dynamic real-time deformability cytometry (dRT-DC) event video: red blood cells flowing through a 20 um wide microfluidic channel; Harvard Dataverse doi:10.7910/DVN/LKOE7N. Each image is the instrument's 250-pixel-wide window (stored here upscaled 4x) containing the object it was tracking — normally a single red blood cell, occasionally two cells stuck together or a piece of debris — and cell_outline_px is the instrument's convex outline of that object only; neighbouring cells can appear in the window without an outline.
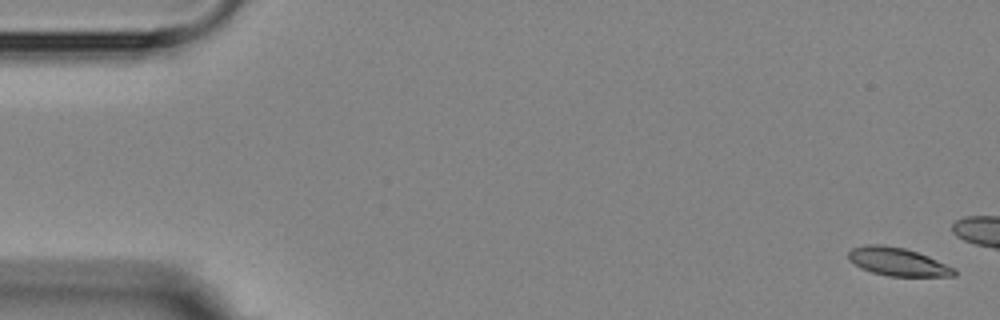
{"species": "Egyptian fruit bat (a non-hibernating species)", "species_latin": "Rousettus aegyptiacus", "temperature_condition": "room temperature", "stored_images_in_passage": 5, "camera_frame_rate_fps": 3000, "um_per_image_px": 0.085, "animal": {"sex": "female"}, "frame": {"image": 1, "passage_image": 1, "time_ms": 0.0, "image_size_px": [1000, 320], "cell_outline_px": [[956, 276], [888, 276], [872, 272], [860, 268], [848, 260], [848, 252], [852, 248], [868, 244], [880, 244], [904, 248], [928, 256], [956, 268]], "centroid_in_image_um": [76.3, 22.25], "position_along_channel_um": 8.7, "area_um2": 17.4}}
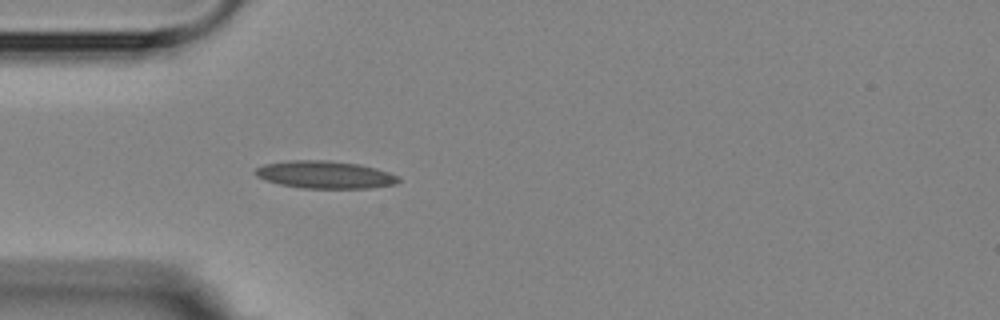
{"frame": {"image": 2, "passage_image": 5, "time_ms": 6.333, "image_size_px": [1000, 320], "cell_outline_px": [[400, 180], [396, 184], [372, 188], [300, 188], [280, 184], [256, 176], [256, 168], [264, 164], [288, 160], [328, 160], [360, 164], [376, 168], [400, 176]], "centroid_in_image_um": [27.67, 14.84], "position_along_channel_um": 57.3, "area_um2": 23.0}}